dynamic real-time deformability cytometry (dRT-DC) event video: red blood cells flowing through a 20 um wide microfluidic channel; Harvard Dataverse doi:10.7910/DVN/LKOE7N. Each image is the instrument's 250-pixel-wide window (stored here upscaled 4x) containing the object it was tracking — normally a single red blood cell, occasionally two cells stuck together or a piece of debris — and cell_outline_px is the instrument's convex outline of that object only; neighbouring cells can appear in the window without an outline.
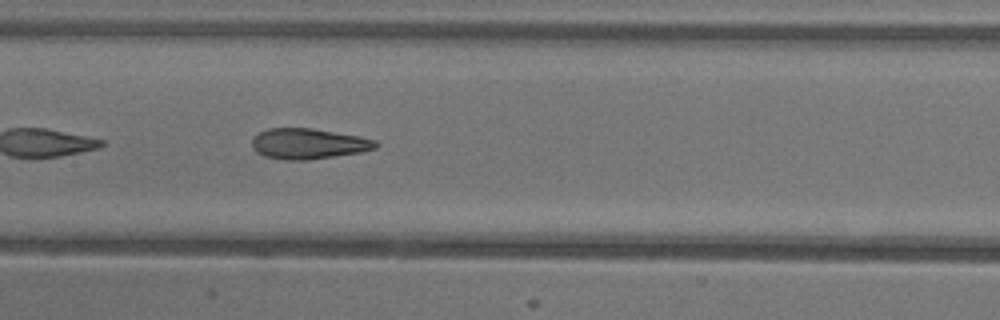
{"species": "common noctule bat (a hibernating species)", "species_latin": "Nyctalus noctula", "temperature_condition": "warm", "stored_images_in_passage": 34, "camera_frame_rate_fps": 3000, "um_per_image_px": 0.085, "animal": {"sex": "female"}, "frame": {"image": 1, "passage_image": 25, "time_ms": 8.0, "image_size_px": [1000, 320], "cell_outline_px": [[380, 144], [376, 148], [360, 152], [308, 160], [284, 160], [264, 156], [256, 152], [252, 148], [252, 140], [260, 132], [268, 128], [312, 128], [356, 136], [376, 140]], "centroid_in_image_um": [26.19, 12.22], "position_along_channel_um": 181.2, "area_um2": 21.91}}
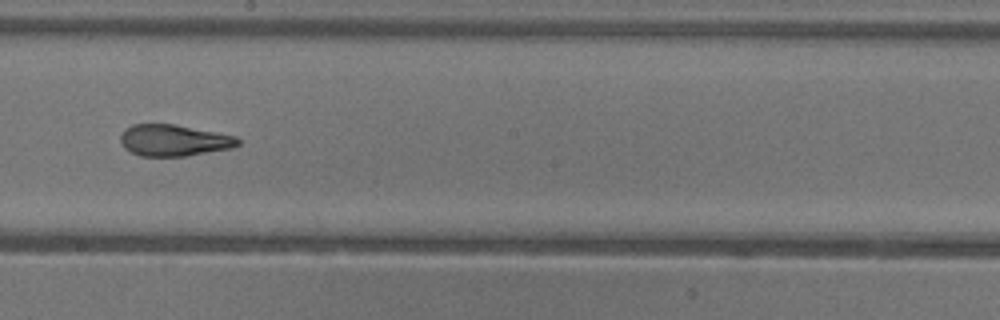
{"frame": {"image": 2, "passage_image": 29, "time_ms": 9.333, "image_size_px": [1000, 320], "cell_outline_px": [[240, 144], [232, 148], [184, 156], [140, 156], [124, 148], [120, 140], [120, 136], [124, 128], [132, 124], [172, 124], [216, 132], [236, 136], [240, 140]], "centroid_in_image_um": [14.76, 11.93], "position_along_channel_um": 233.4, "area_um2": 21.5}}